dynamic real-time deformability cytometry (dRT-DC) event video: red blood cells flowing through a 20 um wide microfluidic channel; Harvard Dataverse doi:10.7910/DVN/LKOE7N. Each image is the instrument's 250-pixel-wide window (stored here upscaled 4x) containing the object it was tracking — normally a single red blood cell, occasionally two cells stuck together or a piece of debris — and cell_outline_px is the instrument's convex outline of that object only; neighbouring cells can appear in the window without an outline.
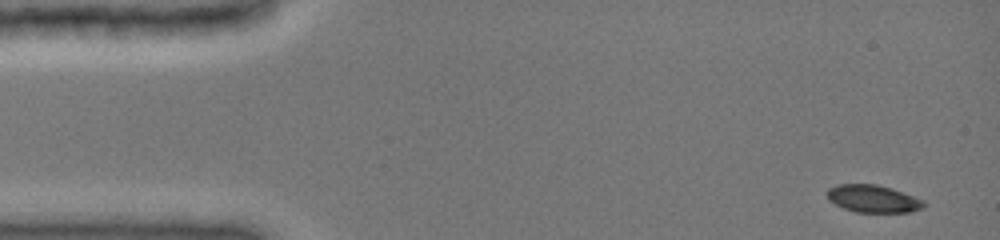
{"species": "common noctule bat (a hibernating species)", "species_latin": "Nyctalus noctula", "temperature_condition": "cold", "stored_images_in_passage": 44, "camera_frame_rate_fps": 3000, "um_per_image_px": 0.085, "animal": {"sex": "female", "body_mass_g": 19.0, "forearm_length_mm": 51.5}, "frame": {"image": 1, "passage_image": 1, "time_ms": 0.0, "image_size_px": [1000, 240], "cell_outline_px": [[924, 208], [908, 212], [856, 212], [844, 208], [828, 200], [828, 188], [836, 184], [876, 184], [892, 188], [924, 200]], "centroid_in_image_um": [74.21, 16.88], "position_along_channel_um": 10.8, "area_um2": 15.43}}
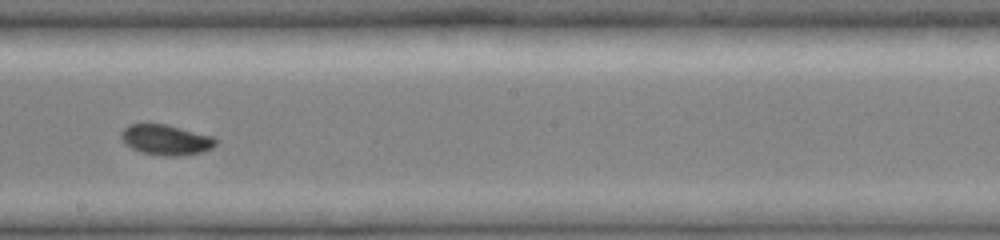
{"frame": {"image": 2, "passage_image": 26, "time_ms": 8.333, "image_size_px": [1000, 240], "cell_outline_px": [[216, 144], [212, 148], [200, 152], [180, 156], [164, 156], [144, 152], [132, 148], [124, 144], [120, 136], [120, 132], [128, 124], [168, 124], [212, 136], [216, 140]], "centroid_in_image_um": [14.08, 11.87], "position_along_channel_um": 234.1, "area_um2": 16.7}}
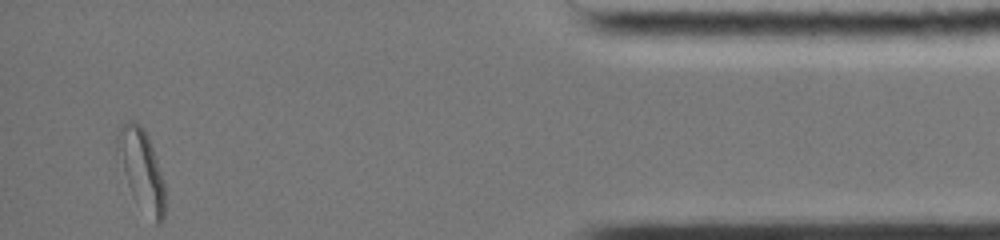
{"frame": {"image": 3, "passage_image": 44, "time_ms": 14.333, "image_size_px": [1000, 240], "cell_outline_px": [[164, 220], [160, 224], [156, 224], [136, 200], [128, 184], [116, 152], [116, 132], [128, 120], [132, 120], [140, 124], [144, 128], [148, 136], [164, 184]], "centroid_in_image_um": [12.0, 14.36], "position_along_channel_um": 423.2, "area_um2": 21.79}, "authors_computed_cell_mechanics": {"area_um2": 16.6753, "velocity_mm_per_s": 3.9769, "shape_relaxation_time_tau1_ms": 7.7685, "shape_relaxation_time_tau2_ms": null, "deformation_change_tau1": 0.2159, "deformation_change_tau2": null}}